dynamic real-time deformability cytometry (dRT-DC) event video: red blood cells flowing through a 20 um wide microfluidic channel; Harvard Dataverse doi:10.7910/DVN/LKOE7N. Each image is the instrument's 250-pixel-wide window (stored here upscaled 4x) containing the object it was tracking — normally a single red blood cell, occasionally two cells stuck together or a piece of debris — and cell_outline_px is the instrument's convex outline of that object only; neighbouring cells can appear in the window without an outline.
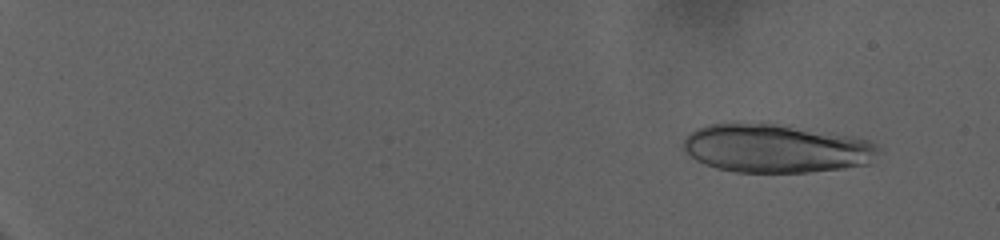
{"species": "human", "species_latin": "Homo sapiens", "temperature_condition": "warm", "stored_images_in_passage": 34, "camera_frame_rate_fps": 3000, "um_per_image_px": 0.085, "donor": {"sex": "female"}, "frame": {"image": 1, "passage_image": 8, "time_ms": 2.333, "image_size_px": [1000, 240], "cell_outline_px": [[880, 148], [872, 164], [844, 168], [808, 172], [736, 172], [716, 168], [704, 164], [696, 160], [684, 148], [684, 140], [696, 128], [708, 124], [736, 120], [764, 120], [872, 140]], "centroid_in_image_um": [65.97, 12.56], "position_along_channel_um": 19.0, "area_um2": 56.7}}
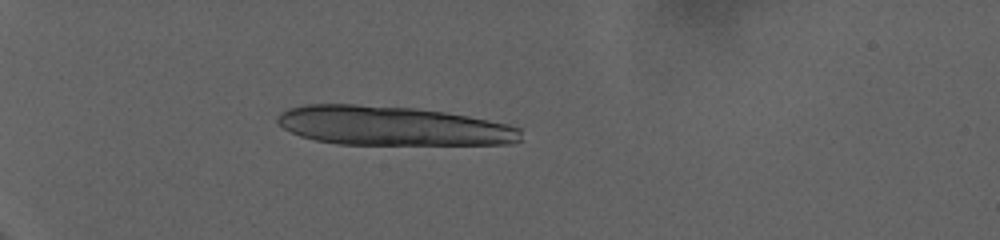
{"frame": {"image": 2, "passage_image": 26, "time_ms": 8.333, "image_size_px": [1000, 240], "cell_outline_px": [[520, 140], [512, 144], [336, 144], [316, 140], [300, 136], [284, 128], [276, 120], [280, 112], [288, 108], [308, 104], [356, 104], [416, 108], [444, 112], [468, 116], [508, 124], [520, 128]], "centroid_in_image_um": [33.34, 10.69], "position_along_channel_um": 51.7, "area_um2": 55.55}}